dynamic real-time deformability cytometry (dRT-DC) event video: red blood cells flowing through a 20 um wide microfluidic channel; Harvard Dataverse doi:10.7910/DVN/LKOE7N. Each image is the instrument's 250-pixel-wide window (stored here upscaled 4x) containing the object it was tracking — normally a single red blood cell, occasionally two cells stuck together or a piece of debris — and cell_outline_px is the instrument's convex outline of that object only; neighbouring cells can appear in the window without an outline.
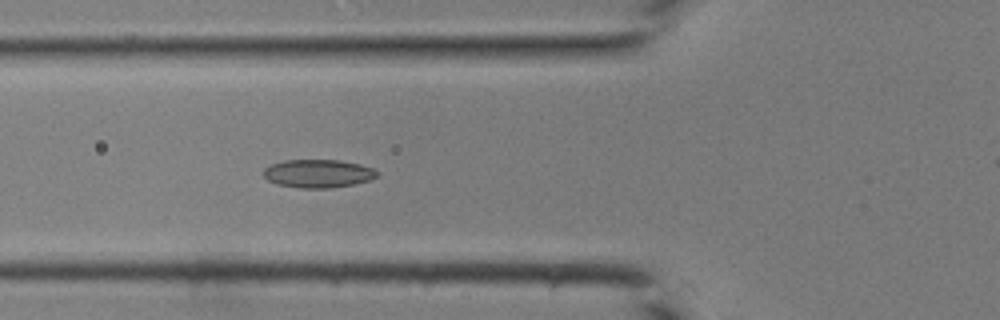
{"species": "common noctule bat (a hibernating species)", "species_latin": "Nyctalus noctula", "temperature_condition": "room temperature", "stored_images_in_passage": 45, "camera_frame_rate_fps": 3000, "um_per_image_px": 0.085, "animal": {"sex": "male", "body_mass_g": 19.0, "forearm_length_mm": 50.8}, "frame": {"image": 1, "passage_image": 17, "time_ms": 5.333, "image_size_px": [1000, 320], "cell_outline_px": [[380, 172], [376, 176], [368, 180], [352, 184], [328, 188], [300, 188], [276, 184], [268, 180], [264, 176], [264, 168], [272, 164], [284, 160], [340, 160], [360, 164], [372, 168]], "centroid_in_image_um": [27.02, 14.74], "position_along_channel_um": 98.8, "area_um2": 18.55}}
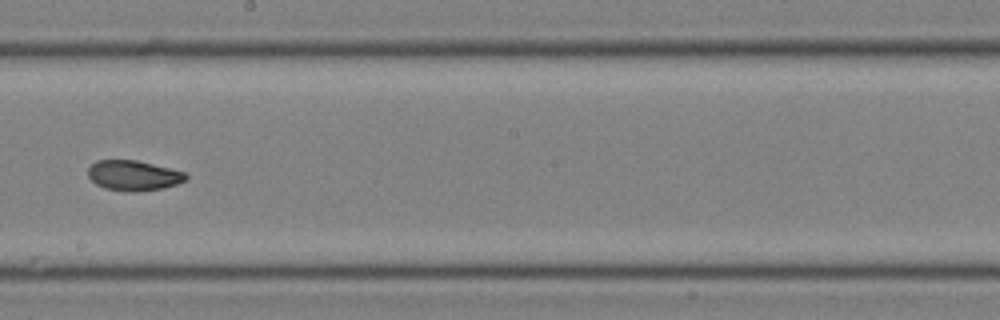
{"frame": {"image": 2, "passage_image": 26, "time_ms": 8.333, "image_size_px": [1000, 320], "cell_outline_px": [[188, 176], [184, 180], [176, 184], [164, 188], [136, 192], [132, 192], [104, 188], [96, 184], [88, 176], [88, 168], [96, 160], [136, 160], [184, 172]], "centroid_in_image_um": [11.32, 14.92], "position_along_channel_um": 236.9, "area_um2": 17.05}}
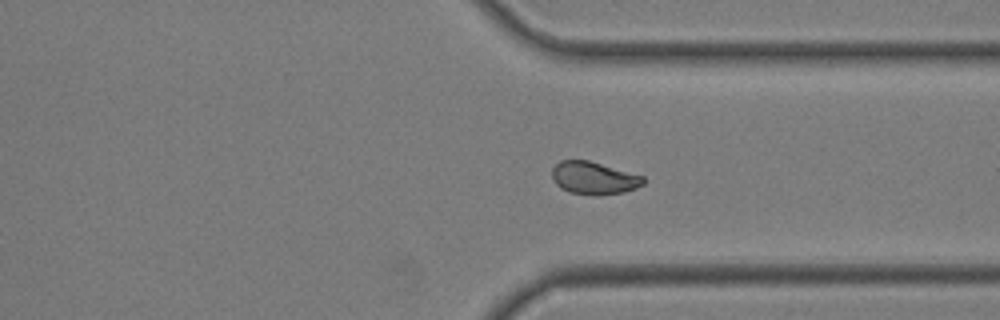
{"frame": {"image": 3, "passage_image": 34, "time_ms": 11.0, "image_size_px": [1000, 320], "cell_outline_px": [[644, 184], [636, 188], [624, 192], [596, 196], [592, 196], [568, 192], [560, 188], [552, 180], [552, 168], [560, 160], [588, 160], [644, 176]], "centroid_in_image_um": [50.45, 15.15], "position_along_channel_um": 360.9, "area_um2": 17.57}}